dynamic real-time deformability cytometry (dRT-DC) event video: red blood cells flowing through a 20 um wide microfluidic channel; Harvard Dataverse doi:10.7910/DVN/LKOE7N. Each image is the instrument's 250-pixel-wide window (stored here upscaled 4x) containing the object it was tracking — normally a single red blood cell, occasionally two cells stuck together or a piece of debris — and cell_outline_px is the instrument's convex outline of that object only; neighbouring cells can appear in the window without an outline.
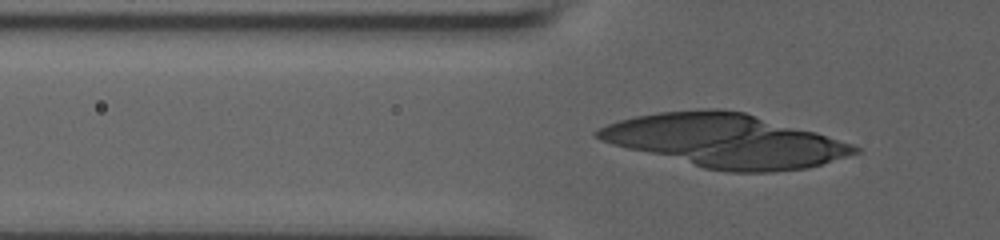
{"species": "human", "species_latin": "Homo sapiens", "temperature_condition": "room temperature", "stored_images_in_passage": 42, "segment_of_instrument_passage": [1, 2], "camera_frame_rate_fps": 3000, "um_per_image_px": 0.085, "donor": {"sex": "male"}, "frame": {"image": 1, "passage_image": 5, "time_ms": 1.333, "image_size_px": [1000, 240], "cell_outline_px": [[836, 148], [824, 160], [816, 164], [792, 168], [720, 168], [608, 128], [616, 124], [648, 116], [680, 112], [736, 112], [808, 132], [820, 136], [828, 140]], "centroid_in_image_um": [62.04, 11.87], "position_along_channel_um": 63.8, "area_um2": 60.57}}